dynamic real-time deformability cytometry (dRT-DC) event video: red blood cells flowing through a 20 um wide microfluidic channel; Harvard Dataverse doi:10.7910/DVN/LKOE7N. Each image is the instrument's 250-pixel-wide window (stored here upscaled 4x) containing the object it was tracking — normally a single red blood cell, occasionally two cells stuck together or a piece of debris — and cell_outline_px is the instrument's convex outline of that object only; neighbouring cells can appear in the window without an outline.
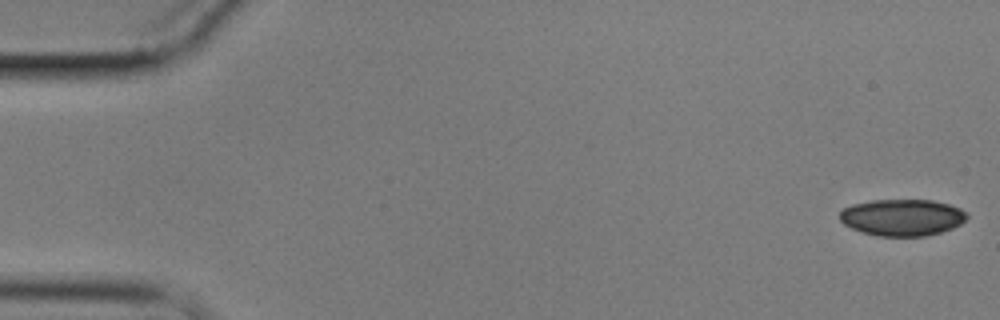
{"species": "common noctule bat (a hibernating species)", "species_latin": "Nyctalus noctula", "temperature_condition": "cold", "stored_images_in_passage": 61, "camera_frame_rate_fps": 3000, "um_per_image_px": 0.085, "animal": {"sex": "male", "body_mass_g": 17.9}, "frame": {"image": 1, "passage_image": 1, "time_ms": 0.0, "image_size_px": [1000, 320], "cell_outline_px": [[968, 216], [960, 224], [952, 228], [940, 232], [924, 236], [880, 236], [864, 232], [852, 228], [844, 224], [840, 220], [840, 212], [844, 208], [852, 204], [872, 200], [932, 200], [948, 204], [960, 208], [968, 212]], "centroid_in_image_um": [76.7, 18.47], "position_along_channel_um": 8.3, "area_um2": 27.05}}